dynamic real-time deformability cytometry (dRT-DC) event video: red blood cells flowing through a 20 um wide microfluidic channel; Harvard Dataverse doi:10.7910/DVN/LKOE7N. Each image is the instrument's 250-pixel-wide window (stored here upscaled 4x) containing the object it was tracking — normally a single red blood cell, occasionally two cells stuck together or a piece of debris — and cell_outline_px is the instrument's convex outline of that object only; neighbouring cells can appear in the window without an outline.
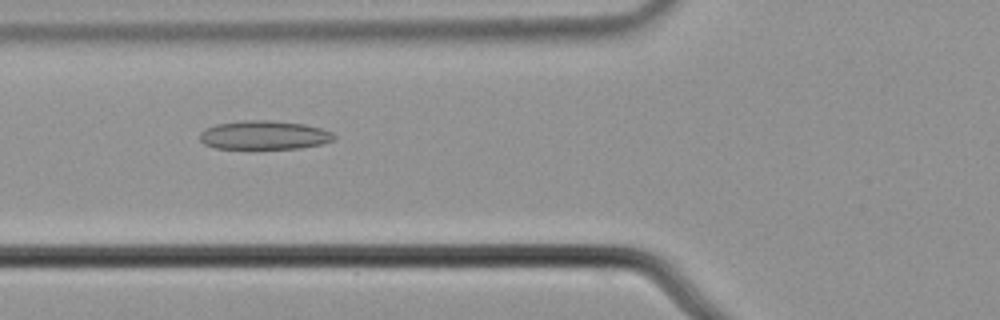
{"species": "common noctule bat (a hibernating species)", "species_latin": "Nyctalus noctula", "temperature_condition": "cold", "stored_images_in_passage": 36, "camera_frame_rate_fps": 3000, "um_per_image_px": 0.085, "animal": {"sex": "male", "body_mass_g": 21.5, "forearm_length_mm": 52.0}, "frame": {"image": 1, "passage_image": 7, "time_ms": 2.0, "image_size_px": [1000, 320], "cell_outline_px": [[336, 136], [332, 140], [320, 144], [300, 148], [216, 148], [204, 144], [200, 140], [200, 132], [204, 128], [216, 124], [244, 120], [272, 120], [304, 124], [320, 128], [332, 132]], "centroid_in_image_um": [22.42, 11.47], "position_along_channel_um": 103.4, "area_um2": 22.43}}
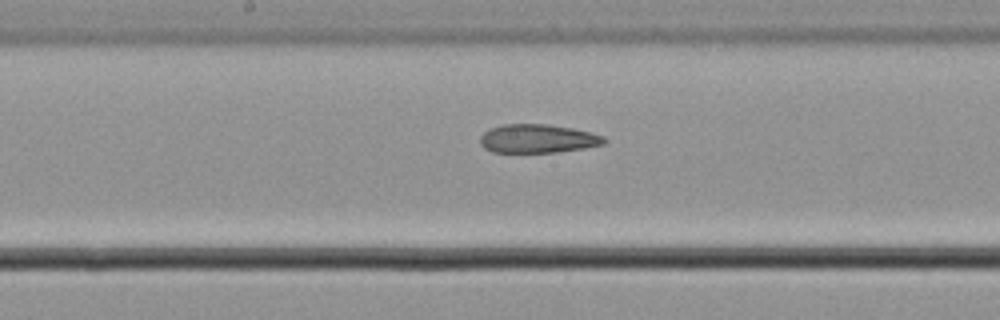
{"frame": {"image": 2, "passage_image": 15, "time_ms": 4.667, "image_size_px": [1000, 320], "cell_outline_px": [[608, 140], [604, 144], [584, 148], [556, 152], [492, 152], [484, 148], [480, 144], [480, 136], [488, 128], [504, 124], [548, 124], [572, 128], [604, 136]], "centroid_in_image_um": [45.68, 11.78], "position_along_channel_um": 202.5, "area_um2": 20.75}}
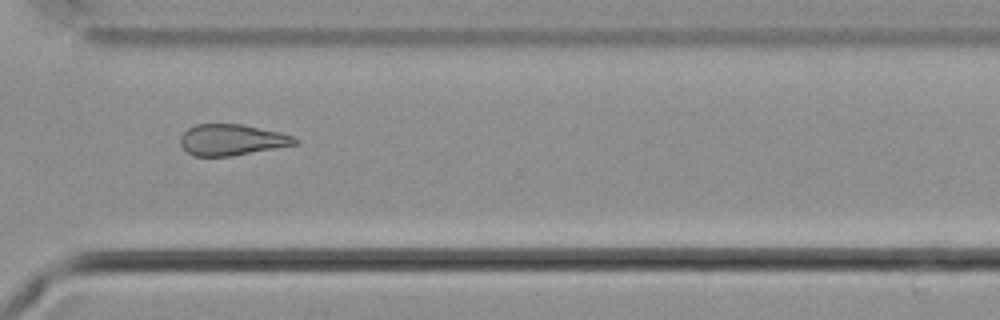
{"frame": {"image": 3, "passage_image": 27, "time_ms": 8.667, "image_size_px": [1000, 320], "cell_outline_px": [[300, 144], [232, 156], [192, 156], [180, 144], [180, 136], [188, 128], [196, 124], [244, 124], [280, 132], [292, 136], [300, 140]], "centroid_in_image_um": [19.74, 11.88], "position_along_channel_um": 350.9, "area_um2": 20.98}, "authors_computed_cell_mechanics": {"area_um2": 21.2704, "velocity_mm_per_s": 3.7055, "shape_relaxation_time_tau1_ms": null, "shape_relaxation_time_tau2_ms": 7.0309, "deformation_change_tau1": null, "deformation_change_tau2": 0.1713}}